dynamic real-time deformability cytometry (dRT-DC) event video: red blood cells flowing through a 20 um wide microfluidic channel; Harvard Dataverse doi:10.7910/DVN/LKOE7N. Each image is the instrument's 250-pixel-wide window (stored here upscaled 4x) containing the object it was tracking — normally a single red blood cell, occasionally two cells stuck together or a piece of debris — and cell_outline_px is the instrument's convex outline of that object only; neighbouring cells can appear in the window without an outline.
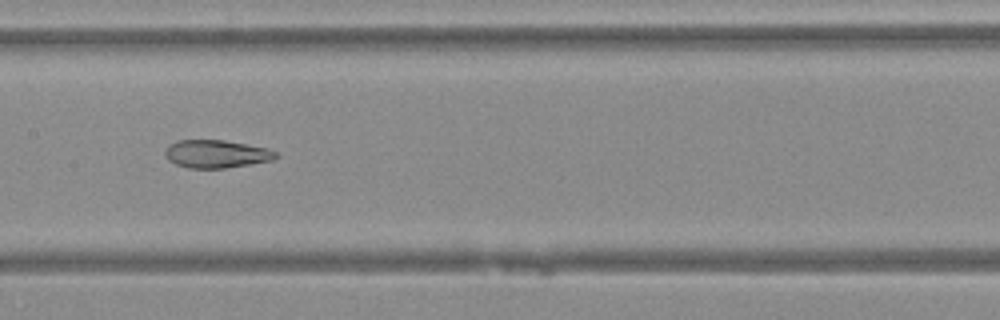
{"species": "Egyptian fruit bat (a non-hibernating species)", "species_latin": "Rousettus aegyptiacus", "temperature_condition": "warm", "stored_images_in_passage": 43, "camera_frame_rate_fps": 3000, "um_per_image_px": 0.085, "animal": {"sex": "female"}, "frame": {"image": 1, "passage_image": 19, "time_ms": 6.0, "image_size_px": [1000, 320], "cell_outline_px": [[280, 156], [272, 160], [224, 168], [188, 168], [176, 164], [168, 160], [164, 156], [164, 148], [168, 144], [176, 140], [224, 140], [268, 148], [276, 152]], "centroid_in_image_um": [18.34, 13.07], "position_along_channel_um": 189.1, "area_um2": 18.15}}
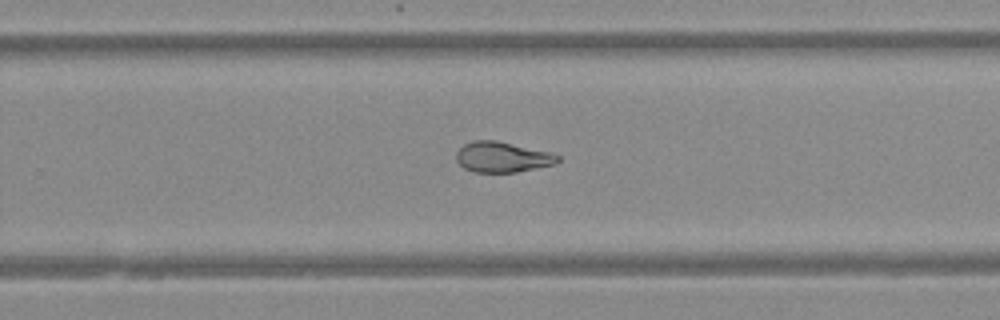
{"frame": {"image": 2, "passage_image": 26, "time_ms": 8.333, "image_size_px": [1000, 320], "cell_outline_px": [[560, 160], [556, 164], [516, 172], [476, 172], [464, 168], [456, 160], [456, 152], [464, 144], [472, 140], [496, 140], [552, 152], [560, 156]], "centroid_in_image_um": [42.72, 13.34], "position_along_channel_um": 287.1, "area_um2": 18.15}}
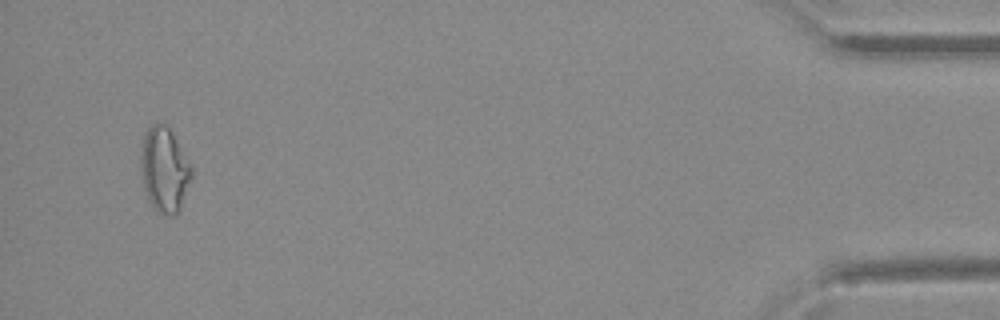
{"frame": {"image": 3, "passage_image": 41, "time_ms": 13.333, "image_size_px": [1000, 320], "cell_outline_px": [[192, 176], [180, 208], [172, 216], [164, 216], [156, 212], [144, 188], [140, 160], [140, 156], [144, 136], [148, 128], [156, 120], [164, 124], [172, 132], [192, 168]], "centroid_in_image_um": [13.96, 14.41], "position_along_channel_um": 421.2, "area_um2": 24.8}}